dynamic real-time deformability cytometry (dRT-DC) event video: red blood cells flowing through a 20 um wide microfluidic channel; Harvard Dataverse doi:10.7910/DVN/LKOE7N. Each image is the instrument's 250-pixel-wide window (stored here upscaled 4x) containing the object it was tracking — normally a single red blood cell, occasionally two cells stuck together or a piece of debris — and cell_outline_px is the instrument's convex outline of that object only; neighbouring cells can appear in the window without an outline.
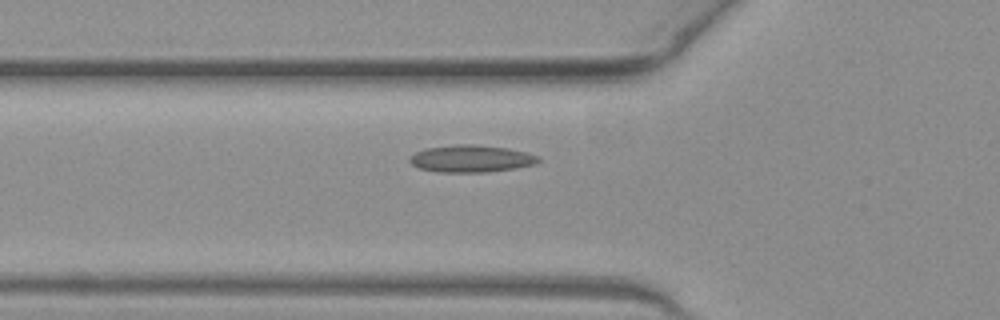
{"species": "common noctule bat (a hibernating species)", "species_latin": "Nyctalus noctula", "temperature_condition": "warm", "stored_images_in_passage": 37, "camera_frame_rate_fps": 3000, "um_per_image_px": 0.085, "animal": {"sex": "female", "body_mass_g": 19.3, "forearm_length_mm": 54.1}, "frame": {"image": 1, "passage_image": 4, "time_ms": 1.0, "image_size_px": [1000, 320], "cell_outline_px": [[540, 160], [536, 164], [516, 168], [488, 172], [436, 172], [420, 168], [412, 164], [408, 160], [416, 152], [428, 148], [456, 144], [476, 144], [508, 148], [540, 156]], "centroid_in_image_um": [40.08, 13.49], "position_along_channel_um": 85.7, "area_um2": 20.35}}
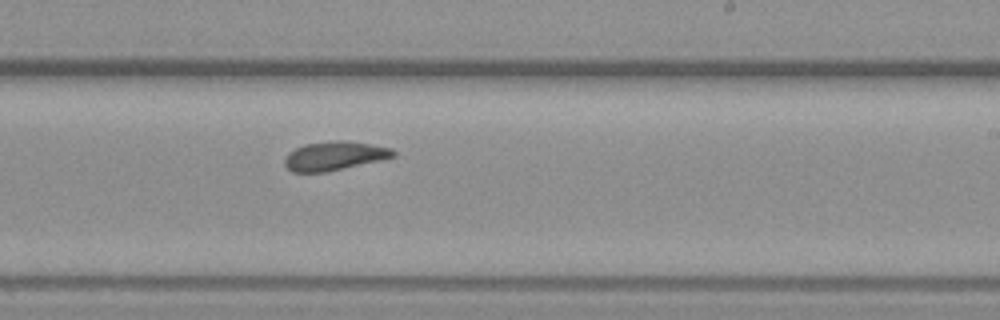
{"frame": {"image": 2, "passage_image": 17, "time_ms": 5.333, "image_size_px": [1000, 320], "cell_outline_px": [[396, 156], [324, 172], [292, 172], [284, 164], [284, 160], [288, 152], [304, 144], [336, 140], [340, 140], [368, 144], [392, 148], [396, 152]], "centroid_in_image_um": [28.39, 13.24], "position_along_channel_um": 260.6, "area_um2": 17.92}}
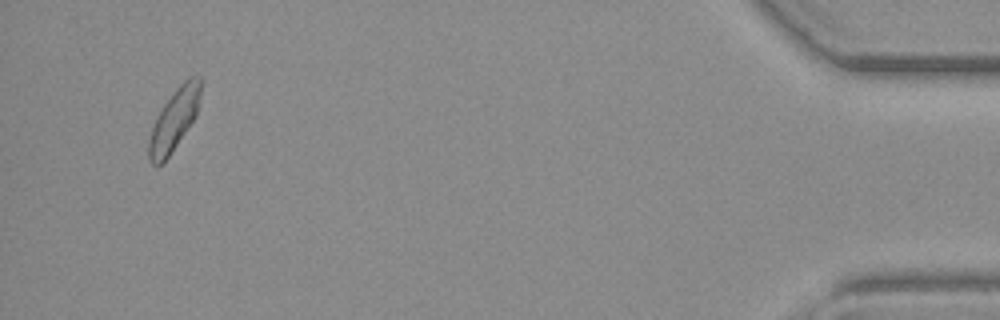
{"frame": {"image": 3, "passage_image": 35, "time_ms": 11.333, "image_size_px": [1000, 320], "cell_outline_px": [[200, 92], [196, 116], [168, 156], [156, 168], [148, 160], [148, 140], [152, 124], [156, 116], [172, 92], [188, 76], [200, 76]], "centroid_in_image_um": [14.76, 10.19], "position_along_channel_um": 420.4, "area_um2": 18.44}}